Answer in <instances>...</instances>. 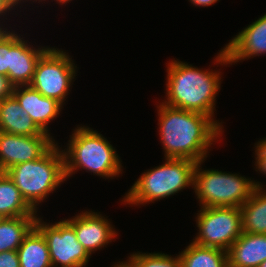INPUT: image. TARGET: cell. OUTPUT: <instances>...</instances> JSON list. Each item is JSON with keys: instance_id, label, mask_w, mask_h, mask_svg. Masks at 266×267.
<instances>
[{"instance_id": "30", "label": "cell", "mask_w": 266, "mask_h": 267, "mask_svg": "<svg viewBox=\"0 0 266 267\" xmlns=\"http://www.w3.org/2000/svg\"><path fill=\"white\" fill-rule=\"evenodd\" d=\"M11 1L17 6V9L19 5L23 4L24 2L26 3L28 1L30 2L32 1L34 3L38 1V3L40 4V0H11Z\"/></svg>"}, {"instance_id": "32", "label": "cell", "mask_w": 266, "mask_h": 267, "mask_svg": "<svg viewBox=\"0 0 266 267\" xmlns=\"http://www.w3.org/2000/svg\"><path fill=\"white\" fill-rule=\"evenodd\" d=\"M259 267H266V260L263 261V262L259 265Z\"/></svg>"}, {"instance_id": "2", "label": "cell", "mask_w": 266, "mask_h": 267, "mask_svg": "<svg viewBox=\"0 0 266 267\" xmlns=\"http://www.w3.org/2000/svg\"><path fill=\"white\" fill-rule=\"evenodd\" d=\"M166 64V97L162 103L209 116L221 129H224L223 122L213 118L216 111V96L220 92L222 83L220 69L203 70L175 58Z\"/></svg>"}, {"instance_id": "29", "label": "cell", "mask_w": 266, "mask_h": 267, "mask_svg": "<svg viewBox=\"0 0 266 267\" xmlns=\"http://www.w3.org/2000/svg\"><path fill=\"white\" fill-rule=\"evenodd\" d=\"M111 267H133L127 260L124 261H117L116 263L113 264Z\"/></svg>"}, {"instance_id": "11", "label": "cell", "mask_w": 266, "mask_h": 267, "mask_svg": "<svg viewBox=\"0 0 266 267\" xmlns=\"http://www.w3.org/2000/svg\"><path fill=\"white\" fill-rule=\"evenodd\" d=\"M55 143L51 135L22 136L0 131V172L39 159Z\"/></svg>"}, {"instance_id": "10", "label": "cell", "mask_w": 266, "mask_h": 267, "mask_svg": "<svg viewBox=\"0 0 266 267\" xmlns=\"http://www.w3.org/2000/svg\"><path fill=\"white\" fill-rule=\"evenodd\" d=\"M215 56L214 64L235 65L266 54V13L235 35ZM233 63V64H232Z\"/></svg>"}, {"instance_id": "8", "label": "cell", "mask_w": 266, "mask_h": 267, "mask_svg": "<svg viewBox=\"0 0 266 267\" xmlns=\"http://www.w3.org/2000/svg\"><path fill=\"white\" fill-rule=\"evenodd\" d=\"M196 214L199 230L192 241L198 245L227 251L243 233L240 207H200Z\"/></svg>"}, {"instance_id": "24", "label": "cell", "mask_w": 266, "mask_h": 267, "mask_svg": "<svg viewBox=\"0 0 266 267\" xmlns=\"http://www.w3.org/2000/svg\"><path fill=\"white\" fill-rule=\"evenodd\" d=\"M254 148L256 171L266 175V138L258 140Z\"/></svg>"}, {"instance_id": "14", "label": "cell", "mask_w": 266, "mask_h": 267, "mask_svg": "<svg viewBox=\"0 0 266 267\" xmlns=\"http://www.w3.org/2000/svg\"><path fill=\"white\" fill-rule=\"evenodd\" d=\"M12 95L35 125L42 132L51 135L48 124L59 116L63 105L55 99L43 96L30 85L15 86Z\"/></svg>"}, {"instance_id": "20", "label": "cell", "mask_w": 266, "mask_h": 267, "mask_svg": "<svg viewBox=\"0 0 266 267\" xmlns=\"http://www.w3.org/2000/svg\"><path fill=\"white\" fill-rule=\"evenodd\" d=\"M178 256L182 267H228L227 251L193 241Z\"/></svg>"}, {"instance_id": "6", "label": "cell", "mask_w": 266, "mask_h": 267, "mask_svg": "<svg viewBox=\"0 0 266 267\" xmlns=\"http://www.w3.org/2000/svg\"><path fill=\"white\" fill-rule=\"evenodd\" d=\"M197 163L194 171V192L200 207H241L251 197L255 187L264 184L251 180L239 173L223 172L218 169H202Z\"/></svg>"}, {"instance_id": "27", "label": "cell", "mask_w": 266, "mask_h": 267, "mask_svg": "<svg viewBox=\"0 0 266 267\" xmlns=\"http://www.w3.org/2000/svg\"><path fill=\"white\" fill-rule=\"evenodd\" d=\"M14 87L7 76L0 74V101L12 96Z\"/></svg>"}, {"instance_id": "19", "label": "cell", "mask_w": 266, "mask_h": 267, "mask_svg": "<svg viewBox=\"0 0 266 267\" xmlns=\"http://www.w3.org/2000/svg\"><path fill=\"white\" fill-rule=\"evenodd\" d=\"M243 232L266 234V189L255 187L241 207Z\"/></svg>"}, {"instance_id": "18", "label": "cell", "mask_w": 266, "mask_h": 267, "mask_svg": "<svg viewBox=\"0 0 266 267\" xmlns=\"http://www.w3.org/2000/svg\"><path fill=\"white\" fill-rule=\"evenodd\" d=\"M0 216H38L5 172H0Z\"/></svg>"}, {"instance_id": "25", "label": "cell", "mask_w": 266, "mask_h": 267, "mask_svg": "<svg viewBox=\"0 0 266 267\" xmlns=\"http://www.w3.org/2000/svg\"><path fill=\"white\" fill-rule=\"evenodd\" d=\"M0 267H20L17 250L0 252Z\"/></svg>"}, {"instance_id": "31", "label": "cell", "mask_w": 266, "mask_h": 267, "mask_svg": "<svg viewBox=\"0 0 266 267\" xmlns=\"http://www.w3.org/2000/svg\"><path fill=\"white\" fill-rule=\"evenodd\" d=\"M43 1H46V0H40L41 3ZM47 1H49V0H47ZM54 1H56L59 5H62L63 6L64 4L66 5L67 3L71 2L72 0H54Z\"/></svg>"}, {"instance_id": "3", "label": "cell", "mask_w": 266, "mask_h": 267, "mask_svg": "<svg viewBox=\"0 0 266 267\" xmlns=\"http://www.w3.org/2000/svg\"><path fill=\"white\" fill-rule=\"evenodd\" d=\"M73 130L62 150L67 180L78 170L93 172L104 179H114L123 173L122 160L102 134L85 125H78Z\"/></svg>"}, {"instance_id": "28", "label": "cell", "mask_w": 266, "mask_h": 267, "mask_svg": "<svg viewBox=\"0 0 266 267\" xmlns=\"http://www.w3.org/2000/svg\"><path fill=\"white\" fill-rule=\"evenodd\" d=\"M189 2H191L193 4V6L195 7H208V6H212V4L214 5V3H216L219 0H188Z\"/></svg>"}, {"instance_id": "22", "label": "cell", "mask_w": 266, "mask_h": 267, "mask_svg": "<svg viewBox=\"0 0 266 267\" xmlns=\"http://www.w3.org/2000/svg\"><path fill=\"white\" fill-rule=\"evenodd\" d=\"M127 258V261L133 267H182L177 254L175 257H172L171 255L161 252H133Z\"/></svg>"}, {"instance_id": "15", "label": "cell", "mask_w": 266, "mask_h": 267, "mask_svg": "<svg viewBox=\"0 0 266 267\" xmlns=\"http://www.w3.org/2000/svg\"><path fill=\"white\" fill-rule=\"evenodd\" d=\"M228 267H259L266 260V234L241 236L227 250Z\"/></svg>"}, {"instance_id": "16", "label": "cell", "mask_w": 266, "mask_h": 267, "mask_svg": "<svg viewBox=\"0 0 266 267\" xmlns=\"http://www.w3.org/2000/svg\"><path fill=\"white\" fill-rule=\"evenodd\" d=\"M0 131L22 136L49 135L35 125L13 95L0 101Z\"/></svg>"}, {"instance_id": "23", "label": "cell", "mask_w": 266, "mask_h": 267, "mask_svg": "<svg viewBox=\"0 0 266 267\" xmlns=\"http://www.w3.org/2000/svg\"><path fill=\"white\" fill-rule=\"evenodd\" d=\"M10 67V30L0 32V74L8 77Z\"/></svg>"}, {"instance_id": "17", "label": "cell", "mask_w": 266, "mask_h": 267, "mask_svg": "<svg viewBox=\"0 0 266 267\" xmlns=\"http://www.w3.org/2000/svg\"><path fill=\"white\" fill-rule=\"evenodd\" d=\"M20 267H52L43 234L34 226L17 249Z\"/></svg>"}, {"instance_id": "5", "label": "cell", "mask_w": 266, "mask_h": 267, "mask_svg": "<svg viewBox=\"0 0 266 267\" xmlns=\"http://www.w3.org/2000/svg\"><path fill=\"white\" fill-rule=\"evenodd\" d=\"M197 162L165 158L162 165L143 172L121 200L123 204L140 206L168 198L192 186Z\"/></svg>"}, {"instance_id": "13", "label": "cell", "mask_w": 266, "mask_h": 267, "mask_svg": "<svg viewBox=\"0 0 266 267\" xmlns=\"http://www.w3.org/2000/svg\"><path fill=\"white\" fill-rule=\"evenodd\" d=\"M30 43L23 38V35L18 34L12 28L10 29L8 79L14 86L29 85L31 83L37 61L49 48L48 46H38L36 48Z\"/></svg>"}, {"instance_id": "26", "label": "cell", "mask_w": 266, "mask_h": 267, "mask_svg": "<svg viewBox=\"0 0 266 267\" xmlns=\"http://www.w3.org/2000/svg\"><path fill=\"white\" fill-rule=\"evenodd\" d=\"M15 7L17 8V6L11 0H0V30L1 31L9 30L8 27L3 26L2 24L6 22L5 20H7V16L12 14L11 13L12 10H14L13 12H16L15 10L17 9Z\"/></svg>"}, {"instance_id": "7", "label": "cell", "mask_w": 266, "mask_h": 267, "mask_svg": "<svg viewBox=\"0 0 266 267\" xmlns=\"http://www.w3.org/2000/svg\"><path fill=\"white\" fill-rule=\"evenodd\" d=\"M65 50L50 47L37 61L31 87L63 106L77 76V66Z\"/></svg>"}, {"instance_id": "1", "label": "cell", "mask_w": 266, "mask_h": 267, "mask_svg": "<svg viewBox=\"0 0 266 267\" xmlns=\"http://www.w3.org/2000/svg\"><path fill=\"white\" fill-rule=\"evenodd\" d=\"M157 109L164 158L203 161L211 145L224 132L209 116L199 112L173 108L162 102L157 104Z\"/></svg>"}, {"instance_id": "12", "label": "cell", "mask_w": 266, "mask_h": 267, "mask_svg": "<svg viewBox=\"0 0 266 267\" xmlns=\"http://www.w3.org/2000/svg\"><path fill=\"white\" fill-rule=\"evenodd\" d=\"M100 213L83 210L76 216L66 219L74 227L77 240L90 255L102 247L104 249L118 235L111 221Z\"/></svg>"}, {"instance_id": "21", "label": "cell", "mask_w": 266, "mask_h": 267, "mask_svg": "<svg viewBox=\"0 0 266 267\" xmlns=\"http://www.w3.org/2000/svg\"><path fill=\"white\" fill-rule=\"evenodd\" d=\"M37 216L0 219V252L17 250L25 236L35 226Z\"/></svg>"}, {"instance_id": "9", "label": "cell", "mask_w": 266, "mask_h": 267, "mask_svg": "<svg viewBox=\"0 0 266 267\" xmlns=\"http://www.w3.org/2000/svg\"><path fill=\"white\" fill-rule=\"evenodd\" d=\"M35 227L46 240L52 267H86L88 265L91 255L77 240L74 227L66 219L50 224L37 216Z\"/></svg>"}, {"instance_id": "4", "label": "cell", "mask_w": 266, "mask_h": 267, "mask_svg": "<svg viewBox=\"0 0 266 267\" xmlns=\"http://www.w3.org/2000/svg\"><path fill=\"white\" fill-rule=\"evenodd\" d=\"M5 173L35 212L50 193L67 181L64 156L58 141L39 159L14 165Z\"/></svg>"}]
</instances>
